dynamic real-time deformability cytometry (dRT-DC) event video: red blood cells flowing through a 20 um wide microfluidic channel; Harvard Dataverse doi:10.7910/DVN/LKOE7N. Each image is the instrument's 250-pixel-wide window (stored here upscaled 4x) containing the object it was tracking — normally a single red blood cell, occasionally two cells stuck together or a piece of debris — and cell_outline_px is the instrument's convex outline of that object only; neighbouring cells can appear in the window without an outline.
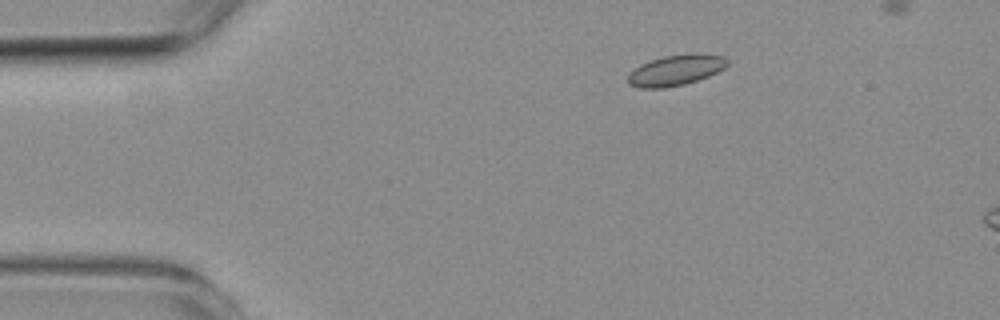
{"species": "common noctule bat (a hibernating species)", "species_latin": "Nyctalus noctula", "temperature_condition": "room temperature", "stored_images_in_passage": 3, "camera_frame_rate_fps": 3000, "um_per_image_px": 0.085, "animal": {"sex": "female", "body_mass_g": 19.3, "forearm_length_mm": 54.1}, "frame": {"image": 1, "passage_image": 1, "time_ms": 0.0, "image_size_px": [1000, 320], "cell_outline_px": [[728, 64], [724, 68], [708, 76], [684, 84], [664, 88], [640, 88], [628, 84], [628, 72], [640, 64], [664, 56], [692, 52], [724, 56], [728, 60]], "centroid_in_image_um": [57.42, 5.95], "position_along_channel_um": 27.6, "area_um2": 17.86}}